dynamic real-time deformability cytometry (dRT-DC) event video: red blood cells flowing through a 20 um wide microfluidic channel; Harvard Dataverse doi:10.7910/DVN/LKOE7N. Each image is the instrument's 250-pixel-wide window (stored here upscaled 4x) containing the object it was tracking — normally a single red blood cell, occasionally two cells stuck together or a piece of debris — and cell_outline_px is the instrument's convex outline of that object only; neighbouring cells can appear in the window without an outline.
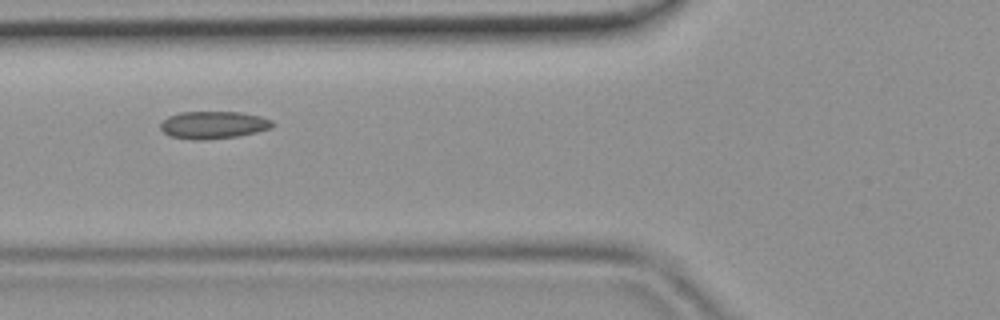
{"species": "common noctule bat (a hibernating species)", "species_latin": "Nyctalus noctula", "temperature_condition": "room temperature", "stored_images_in_passage": 43, "camera_frame_rate_fps": 3000, "um_per_image_px": 0.085, "animal": {"sex": "female", "body_mass_g": 19.9}, "frame": {"image": 1, "passage_image": 15, "time_ms": 4.667, "image_size_px": [1000, 320], "cell_outline_px": [[276, 124], [272, 128], [256, 132], [236, 136], [204, 140], [192, 140], [168, 136], [160, 128], [160, 124], [168, 116], [180, 112], [240, 112], [260, 116], [272, 120]], "centroid_in_image_um": [18.14, 10.62], "position_along_channel_um": 107.7, "area_um2": 18.03}}
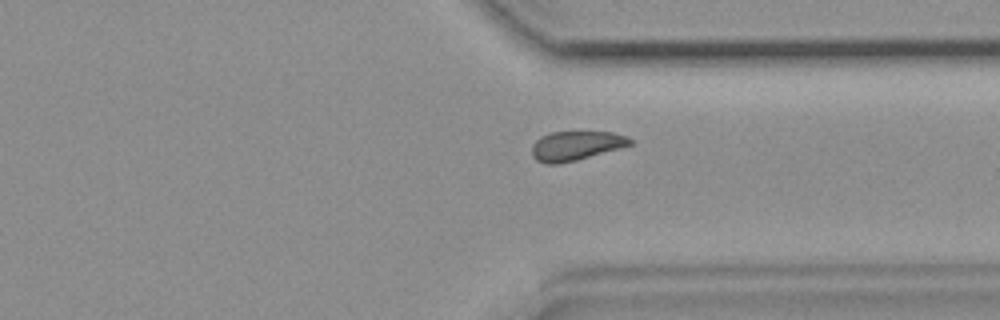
{"frame": {"image": 2, "passage_image": 32, "time_ms": 10.333, "image_size_px": [1000, 320], "cell_outline_px": [[632, 144], [620, 148], [576, 160], [556, 164], [544, 164], [536, 160], [532, 156], [532, 144], [540, 136], [552, 132], [612, 132], [624, 136], [632, 140]], "centroid_in_image_um": [48.9, 12.39], "position_along_channel_um": 362.5, "area_um2": 16.65}}
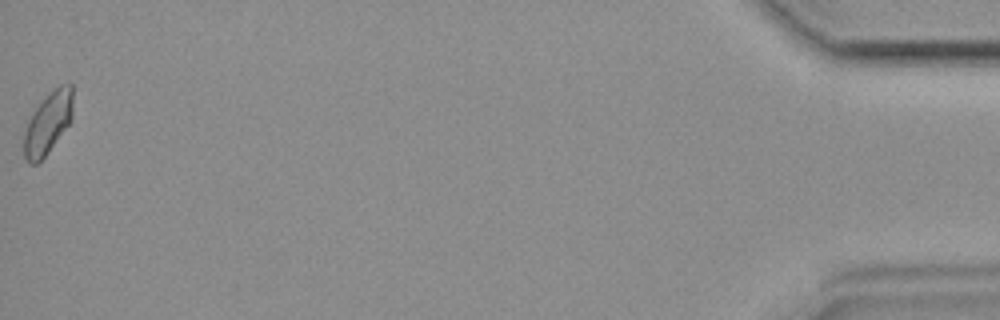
{"frame": {"image": 3, "passage_image": 43, "time_ms": 14.0, "image_size_px": [1000, 320], "cell_outline_px": [[72, 120], [48, 152], [36, 164], [28, 164], [24, 156], [24, 132], [28, 120], [32, 112], [48, 92], [60, 84], [72, 84]], "centroid_in_image_um": [4.07, 10.44], "position_along_channel_um": 431.1, "area_um2": 17.69}}